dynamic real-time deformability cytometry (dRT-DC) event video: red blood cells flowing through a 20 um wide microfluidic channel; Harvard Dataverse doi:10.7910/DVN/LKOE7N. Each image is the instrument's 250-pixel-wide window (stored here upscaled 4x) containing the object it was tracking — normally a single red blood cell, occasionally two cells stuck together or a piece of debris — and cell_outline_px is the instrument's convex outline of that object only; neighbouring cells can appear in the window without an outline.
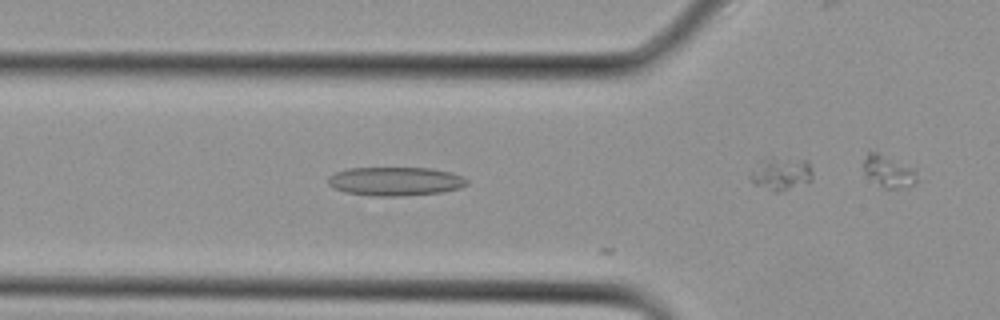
{"species": "Egyptian fruit bat (a non-hibernating species)", "species_latin": "Rousettus aegyptiacus", "temperature_condition": "cold", "stored_images_in_passage": 14, "camera_frame_rate_fps": 3000, "um_per_image_px": 0.085, "animal": {"sex": "female"}, "frame": {"image": 1, "passage_image": 10, "time_ms": 3.0, "image_size_px": [1000, 320], "cell_outline_px": [[468, 184], [460, 188], [444, 192], [404, 196], [380, 196], [348, 192], [336, 188], [328, 184], [328, 176], [336, 172], [348, 168], [432, 168], [452, 172], [464, 176], [468, 180]], "centroid_in_image_um": [33.68, 15.4], "position_along_channel_um": 92.1, "area_um2": 23.29}}
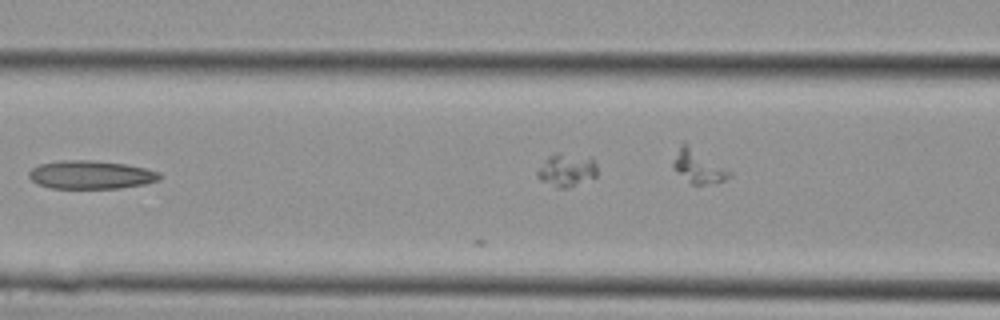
{"frame": {"image": 2, "passage_image": 13, "time_ms": 4.0, "image_size_px": [1000, 320], "cell_outline_px": [[160, 180], [144, 184], [120, 188], [52, 188], [36, 184], [28, 176], [28, 172], [32, 168], [40, 164], [60, 160], [92, 160], [128, 164], [160, 172]], "centroid_in_image_um": [7.71, 14.85], "position_along_channel_um": 158.9, "area_um2": 21.68}}